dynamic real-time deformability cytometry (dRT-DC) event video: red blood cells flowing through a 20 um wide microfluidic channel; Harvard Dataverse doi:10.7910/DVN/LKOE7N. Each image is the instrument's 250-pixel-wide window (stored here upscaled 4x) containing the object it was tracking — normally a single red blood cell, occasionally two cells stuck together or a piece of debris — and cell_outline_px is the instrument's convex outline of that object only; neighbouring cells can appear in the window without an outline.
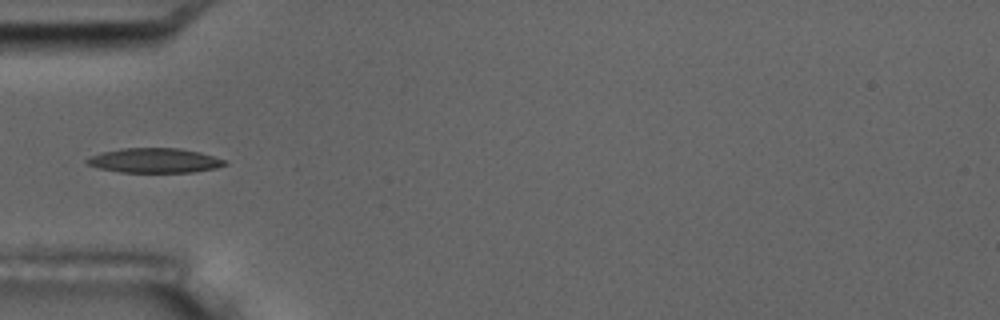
{"species": "common noctule bat (a hibernating species)", "species_latin": "Nyctalus noctula", "temperature_condition": "room temperature", "stored_images_in_passage": 4, "camera_frame_rate_fps": 3000, "um_per_image_px": 0.085, "animal": {"sex": "male", "body_mass_g": 17.5, "forearm_length_mm": 52.3}, "frame": {"image": 1, "passage_image": 4, "time_ms": 3.333, "image_size_px": [1000, 320], "cell_outline_px": [[228, 164], [216, 168], [192, 172], [120, 172], [100, 168], [84, 164], [84, 160], [100, 152], [120, 148], [180, 148], [200, 152], [228, 160]], "centroid_in_image_um": [13.14, 13.63], "position_along_channel_um": 71.9, "area_um2": 20.0}}